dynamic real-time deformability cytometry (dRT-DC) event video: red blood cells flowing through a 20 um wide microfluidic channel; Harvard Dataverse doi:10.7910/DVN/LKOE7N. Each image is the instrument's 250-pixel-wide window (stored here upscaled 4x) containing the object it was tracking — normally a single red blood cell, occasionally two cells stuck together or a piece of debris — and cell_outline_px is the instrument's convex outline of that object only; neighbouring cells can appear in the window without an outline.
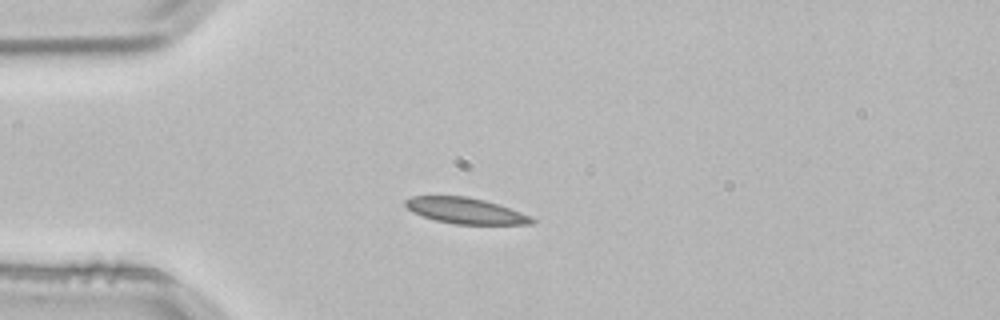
{"species": "common noctule bat (a hibernating species)", "species_latin": "Nyctalus noctula", "temperature_condition": "room temperature", "stored_images_in_passage": 3, "camera_frame_rate_fps": 3000, "um_per_image_px": 0.085, "animal": {"sex": "male", "body_mass_g": 21.5, "forearm_length_mm": 52.0}, "frame": {"image": 1, "passage_image": 3, "time_ms": 0.667, "image_size_px": [1000, 320], "cell_outline_px": [[536, 220], [532, 224], [452, 224], [436, 220], [412, 212], [404, 204], [404, 200], [412, 196], [468, 196], [484, 200], [532, 216]], "centroid_in_image_um": [39.55, 17.91], "position_along_channel_um": 45.4, "area_um2": 18.96}}